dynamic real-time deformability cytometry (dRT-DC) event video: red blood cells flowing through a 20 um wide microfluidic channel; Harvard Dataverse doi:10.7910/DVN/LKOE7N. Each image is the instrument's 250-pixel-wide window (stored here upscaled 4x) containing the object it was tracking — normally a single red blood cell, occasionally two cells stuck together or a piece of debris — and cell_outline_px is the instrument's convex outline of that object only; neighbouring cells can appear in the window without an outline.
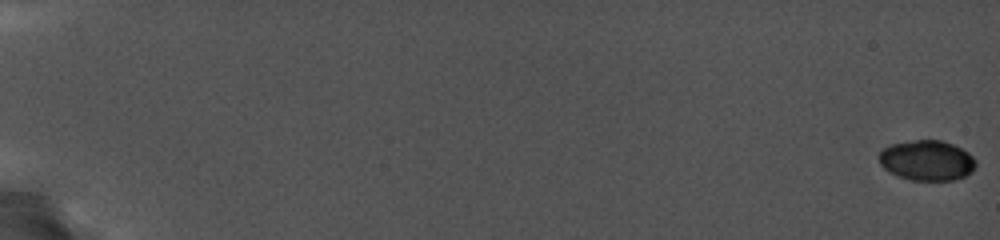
{"species": "common noctule bat (a hibernating species)", "species_latin": "Nyctalus noctula", "temperature_condition": "cold", "stored_images_in_passage": 33, "camera_frame_rate_fps": 5000, "um_per_image_px": 0.085, "animal": {"sex": "female", "body_mass_g": 19.0, "forearm_length_mm": 56.7}, "frame": {"image": 1, "passage_image": 1, "time_ms": 0.0, "image_size_px": [1000, 240], "cell_outline_px": [[976, 164], [972, 172], [956, 180], [912, 180], [900, 176], [884, 168], [880, 164], [880, 152], [884, 148], [892, 144], [916, 140], [940, 140], [952, 144], [968, 152], [976, 160]], "centroid_in_image_um": [78.82, 13.64], "position_along_channel_um": 6.2, "area_um2": 22.43}}
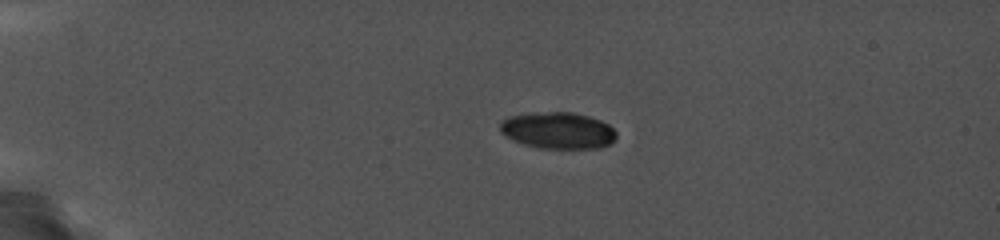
{"frame": {"image": 2, "passage_image": 22, "time_ms": 5.0, "image_size_px": [1000, 240], "cell_outline_px": [[616, 140], [612, 144], [604, 148], [540, 148], [524, 144], [512, 140], [504, 136], [500, 132], [500, 124], [504, 120], [512, 116], [552, 112], [568, 112], [588, 116], [600, 120], [608, 124], [616, 132]], "centroid_in_image_um": [47.48, 11.12], "position_along_channel_um": 37.5, "area_um2": 24.62}}